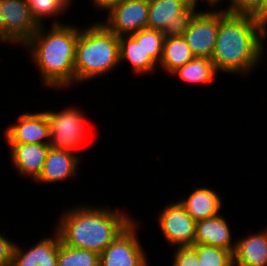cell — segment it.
Instances as JSON below:
<instances>
[{"mask_svg":"<svg viewBox=\"0 0 267 266\" xmlns=\"http://www.w3.org/2000/svg\"><path fill=\"white\" fill-rule=\"evenodd\" d=\"M12 166L18 174L36 181L43 169L50 144H7Z\"/></svg>","mask_w":267,"mask_h":266,"instance_id":"obj_15","label":"cell"},{"mask_svg":"<svg viewBox=\"0 0 267 266\" xmlns=\"http://www.w3.org/2000/svg\"><path fill=\"white\" fill-rule=\"evenodd\" d=\"M229 3L224 9L231 15L252 16L257 20L262 18V0H230Z\"/></svg>","mask_w":267,"mask_h":266,"instance_id":"obj_26","label":"cell"},{"mask_svg":"<svg viewBox=\"0 0 267 266\" xmlns=\"http://www.w3.org/2000/svg\"><path fill=\"white\" fill-rule=\"evenodd\" d=\"M221 200L213 188L202 186L192 190L188 197L177 201L195 221H199L221 214Z\"/></svg>","mask_w":267,"mask_h":266,"instance_id":"obj_17","label":"cell"},{"mask_svg":"<svg viewBox=\"0 0 267 266\" xmlns=\"http://www.w3.org/2000/svg\"><path fill=\"white\" fill-rule=\"evenodd\" d=\"M60 237L54 230L52 237H46L23 250L16 243L11 266H57Z\"/></svg>","mask_w":267,"mask_h":266,"instance_id":"obj_14","label":"cell"},{"mask_svg":"<svg viewBox=\"0 0 267 266\" xmlns=\"http://www.w3.org/2000/svg\"><path fill=\"white\" fill-rule=\"evenodd\" d=\"M219 10L199 11L192 19L184 39L195 57L211 58L218 35Z\"/></svg>","mask_w":267,"mask_h":266,"instance_id":"obj_10","label":"cell"},{"mask_svg":"<svg viewBox=\"0 0 267 266\" xmlns=\"http://www.w3.org/2000/svg\"><path fill=\"white\" fill-rule=\"evenodd\" d=\"M33 18L39 25H43L44 19L63 14L72 3L70 0H26Z\"/></svg>","mask_w":267,"mask_h":266,"instance_id":"obj_23","label":"cell"},{"mask_svg":"<svg viewBox=\"0 0 267 266\" xmlns=\"http://www.w3.org/2000/svg\"><path fill=\"white\" fill-rule=\"evenodd\" d=\"M119 56L120 65L121 62H129L136 74L152 73L158 67L142 47L141 30L119 37Z\"/></svg>","mask_w":267,"mask_h":266,"instance_id":"obj_19","label":"cell"},{"mask_svg":"<svg viewBox=\"0 0 267 266\" xmlns=\"http://www.w3.org/2000/svg\"><path fill=\"white\" fill-rule=\"evenodd\" d=\"M119 37L101 21L80 28L75 52V84L119 68Z\"/></svg>","mask_w":267,"mask_h":266,"instance_id":"obj_4","label":"cell"},{"mask_svg":"<svg viewBox=\"0 0 267 266\" xmlns=\"http://www.w3.org/2000/svg\"><path fill=\"white\" fill-rule=\"evenodd\" d=\"M15 245L0 233V266H11Z\"/></svg>","mask_w":267,"mask_h":266,"instance_id":"obj_28","label":"cell"},{"mask_svg":"<svg viewBox=\"0 0 267 266\" xmlns=\"http://www.w3.org/2000/svg\"><path fill=\"white\" fill-rule=\"evenodd\" d=\"M217 73L211 58L194 57L171 74L180 77L186 83L205 85L215 81Z\"/></svg>","mask_w":267,"mask_h":266,"instance_id":"obj_21","label":"cell"},{"mask_svg":"<svg viewBox=\"0 0 267 266\" xmlns=\"http://www.w3.org/2000/svg\"><path fill=\"white\" fill-rule=\"evenodd\" d=\"M139 224L134 220L100 253L99 266H149L147 254L136 234Z\"/></svg>","mask_w":267,"mask_h":266,"instance_id":"obj_7","label":"cell"},{"mask_svg":"<svg viewBox=\"0 0 267 266\" xmlns=\"http://www.w3.org/2000/svg\"><path fill=\"white\" fill-rule=\"evenodd\" d=\"M64 213V215H63ZM55 231L61 243L76 249L102 253L134 220L129 214L89 205L65 210Z\"/></svg>","mask_w":267,"mask_h":266,"instance_id":"obj_2","label":"cell"},{"mask_svg":"<svg viewBox=\"0 0 267 266\" xmlns=\"http://www.w3.org/2000/svg\"><path fill=\"white\" fill-rule=\"evenodd\" d=\"M79 161V154L77 155L76 152L50 147L42 172L36 182H40L39 184H55L73 179L77 175Z\"/></svg>","mask_w":267,"mask_h":266,"instance_id":"obj_13","label":"cell"},{"mask_svg":"<svg viewBox=\"0 0 267 266\" xmlns=\"http://www.w3.org/2000/svg\"><path fill=\"white\" fill-rule=\"evenodd\" d=\"M50 26L46 30L44 24L40 25L24 47L31 52L43 84L59 90L75 84V52L80 28L57 20Z\"/></svg>","mask_w":267,"mask_h":266,"instance_id":"obj_3","label":"cell"},{"mask_svg":"<svg viewBox=\"0 0 267 266\" xmlns=\"http://www.w3.org/2000/svg\"><path fill=\"white\" fill-rule=\"evenodd\" d=\"M45 112L49 122L50 147L72 152L80 149L88 133L84 112L76 107H69L60 112Z\"/></svg>","mask_w":267,"mask_h":266,"instance_id":"obj_6","label":"cell"},{"mask_svg":"<svg viewBox=\"0 0 267 266\" xmlns=\"http://www.w3.org/2000/svg\"><path fill=\"white\" fill-rule=\"evenodd\" d=\"M194 57L183 36L165 37L163 54L158 66L171 75L173 71L185 65Z\"/></svg>","mask_w":267,"mask_h":266,"instance_id":"obj_20","label":"cell"},{"mask_svg":"<svg viewBox=\"0 0 267 266\" xmlns=\"http://www.w3.org/2000/svg\"><path fill=\"white\" fill-rule=\"evenodd\" d=\"M158 225L169 246H193L196 221L177 202H170L159 211Z\"/></svg>","mask_w":267,"mask_h":266,"instance_id":"obj_8","label":"cell"},{"mask_svg":"<svg viewBox=\"0 0 267 266\" xmlns=\"http://www.w3.org/2000/svg\"><path fill=\"white\" fill-rule=\"evenodd\" d=\"M234 266H267V230L258 231L236 241Z\"/></svg>","mask_w":267,"mask_h":266,"instance_id":"obj_18","label":"cell"},{"mask_svg":"<svg viewBox=\"0 0 267 266\" xmlns=\"http://www.w3.org/2000/svg\"><path fill=\"white\" fill-rule=\"evenodd\" d=\"M194 244L220 247L232 253L236 246V242L232 241L231 228L222 214L196 221Z\"/></svg>","mask_w":267,"mask_h":266,"instance_id":"obj_16","label":"cell"},{"mask_svg":"<svg viewBox=\"0 0 267 266\" xmlns=\"http://www.w3.org/2000/svg\"><path fill=\"white\" fill-rule=\"evenodd\" d=\"M267 13V0H262V17Z\"/></svg>","mask_w":267,"mask_h":266,"instance_id":"obj_33","label":"cell"},{"mask_svg":"<svg viewBox=\"0 0 267 266\" xmlns=\"http://www.w3.org/2000/svg\"><path fill=\"white\" fill-rule=\"evenodd\" d=\"M0 40L5 43V21L2 13V0H0Z\"/></svg>","mask_w":267,"mask_h":266,"instance_id":"obj_31","label":"cell"},{"mask_svg":"<svg viewBox=\"0 0 267 266\" xmlns=\"http://www.w3.org/2000/svg\"><path fill=\"white\" fill-rule=\"evenodd\" d=\"M264 51L259 20L219 9L218 35L211 56L217 72L246 76L259 65Z\"/></svg>","mask_w":267,"mask_h":266,"instance_id":"obj_1","label":"cell"},{"mask_svg":"<svg viewBox=\"0 0 267 266\" xmlns=\"http://www.w3.org/2000/svg\"><path fill=\"white\" fill-rule=\"evenodd\" d=\"M173 263L171 266H196V250L192 246L173 247Z\"/></svg>","mask_w":267,"mask_h":266,"instance_id":"obj_27","label":"cell"},{"mask_svg":"<svg viewBox=\"0 0 267 266\" xmlns=\"http://www.w3.org/2000/svg\"><path fill=\"white\" fill-rule=\"evenodd\" d=\"M192 247L197 252L199 262L204 266H234L231 251L202 244H194Z\"/></svg>","mask_w":267,"mask_h":266,"instance_id":"obj_24","label":"cell"},{"mask_svg":"<svg viewBox=\"0 0 267 266\" xmlns=\"http://www.w3.org/2000/svg\"><path fill=\"white\" fill-rule=\"evenodd\" d=\"M259 21H260V30H261V44L264 49L265 47L264 38L267 37V13Z\"/></svg>","mask_w":267,"mask_h":266,"instance_id":"obj_30","label":"cell"},{"mask_svg":"<svg viewBox=\"0 0 267 266\" xmlns=\"http://www.w3.org/2000/svg\"><path fill=\"white\" fill-rule=\"evenodd\" d=\"M148 11L149 0H123L101 22L118 37L131 35L147 28Z\"/></svg>","mask_w":267,"mask_h":266,"instance_id":"obj_11","label":"cell"},{"mask_svg":"<svg viewBox=\"0 0 267 266\" xmlns=\"http://www.w3.org/2000/svg\"><path fill=\"white\" fill-rule=\"evenodd\" d=\"M165 36L162 31L150 28L141 29V44L150 58L159 65L163 54Z\"/></svg>","mask_w":267,"mask_h":266,"instance_id":"obj_25","label":"cell"},{"mask_svg":"<svg viewBox=\"0 0 267 266\" xmlns=\"http://www.w3.org/2000/svg\"><path fill=\"white\" fill-rule=\"evenodd\" d=\"M197 8L192 0H149L147 28L160 30L165 37L184 36L200 11Z\"/></svg>","mask_w":267,"mask_h":266,"instance_id":"obj_5","label":"cell"},{"mask_svg":"<svg viewBox=\"0 0 267 266\" xmlns=\"http://www.w3.org/2000/svg\"><path fill=\"white\" fill-rule=\"evenodd\" d=\"M196 266H204L202 264V262H199V258H198L197 252H196Z\"/></svg>","mask_w":267,"mask_h":266,"instance_id":"obj_34","label":"cell"},{"mask_svg":"<svg viewBox=\"0 0 267 266\" xmlns=\"http://www.w3.org/2000/svg\"><path fill=\"white\" fill-rule=\"evenodd\" d=\"M49 122L45 111L23 113L4 132L7 144H50Z\"/></svg>","mask_w":267,"mask_h":266,"instance_id":"obj_12","label":"cell"},{"mask_svg":"<svg viewBox=\"0 0 267 266\" xmlns=\"http://www.w3.org/2000/svg\"><path fill=\"white\" fill-rule=\"evenodd\" d=\"M123 0H92L93 5L98 10H106L105 12L108 14L114 7L119 5Z\"/></svg>","mask_w":267,"mask_h":266,"instance_id":"obj_29","label":"cell"},{"mask_svg":"<svg viewBox=\"0 0 267 266\" xmlns=\"http://www.w3.org/2000/svg\"><path fill=\"white\" fill-rule=\"evenodd\" d=\"M206 1V3L208 4L207 6H209V10L213 9L215 7V9L217 8L216 6H218L219 2H222L223 0H204V2ZM230 1V0H229ZM198 2L199 0H192V3H194L195 5L198 6Z\"/></svg>","mask_w":267,"mask_h":266,"instance_id":"obj_32","label":"cell"},{"mask_svg":"<svg viewBox=\"0 0 267 266\" xmlns=\"http://www.w3.org/2000/svg\"><path fill=\"white\" fill-rule=\"evenodd\" d=\"M99 260V253L65 246L60 240L57 266H99Z\"/></svg>","mask_w":267,"mask_h":266,"instance_id":"obj_22","label":"cell"},{"mask_svg":"<svg viewBox=\"0 0 267 266\" xmlns=\"http://www.w3.org/2000/svg\"><path fill=\"white\" fill-rule=\"evenodd\" d=\"M5 21V45L24 46L37 32L39 24L33 18L26 0H2Z\"/></svg>","mask_w":267,"mask_h":266,"instance_id":"obj_9","label":"cell"}]
</instances>
